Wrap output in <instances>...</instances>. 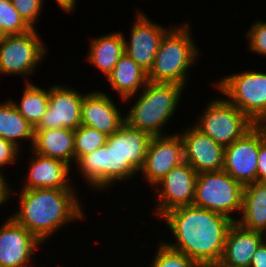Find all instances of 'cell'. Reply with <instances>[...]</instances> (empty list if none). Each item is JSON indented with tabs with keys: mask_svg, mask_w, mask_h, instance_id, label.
Here are the masks:
<instances>
[{
	"mask_svg": "<svg viewBox=\"0 0 266 267\" xmlns=\"http://www.w3.org/2000/svg\"><path fill=\"white\" fill-rule=\"evenodd\" d=\"M13 7L31 27L35 28L34 24L38 20L43 0H11Z\"/></svg>",
	"mask_w": 266,
	"mask_h": 267,
	"instance_id": "obj_30",
	"label": "cell"
},
{
	"mask_svg": "<svg viewBox=\"0 0 266 267\" xmlns=\"http://www.w3.org/2000/svg\"><path fill=\"white\" fill-rule=\"evenodd\" d=\"M241 214L236 223L242 228L266 234V182L244 186Z\"/></svg>",
	"mask_w": 266,
	"mask_h": 267,
	"instance_id": "obj_23",
	"label": "cell"
},
{
	"mask_svg": "<svg viewBox=\"0 0 266 267\" xmlns=\"http://www.w3.org/2000/svg\"><path fill=\"white\" fill-rule=\"evenodd\" d=\"M170 27L160 42L148 74L152 83H174L185 88L187 72L194 64L199 50L192 40L189 23Z\"/></svg>",
	"mask_w": 266,
	"mask_h": 267,
	"instance_id": "obj_3",
	"label": "cell"
},
{
	"mask_svg": "<svg viewBox=\"0 0 266 267\" xmlns=\"http://www.w3.org/2000/svg\"><path fill=\"white\" fill-rule=\"evenodd\" d=\"M41 243L25 227L7 218L0 227V267H28Z\"/></svg>",
	"mask_w": 266,
	"mask_h": 267,
	"instance_id": "obj_15",
	"label": "cell"
},
{
	"mask_svg": "<svg viewBox=\"0 0 266 267\" xmlns=\"http://www.w3.org/2000/svg\"><path fill=\"white\" fill-rule=\"evenodd\" d=\"M135 23L131 29L130 42L124 37V52L144 71H150L162 37L168 31L137 11Z\"/></svg>",
	"mask_w": 266,
	"mask_h": 267,
	"instance_id": "obj_14",
	"label": "cell"
},
{
	"mask_svg": "<svg viewBox=\"0 0 266 267\" xmlns=\"http://www.w3.org/2000/svg\"><path fill=\"white\" fill-rule=\"evenodd\" d=\"M183 161V141L180 134L153 136L140 171L154 187Z\"/></svg>",
	"mask_w": 266,
	"mask_h": 267,
	"instance_id": "obj_13",
	"label": "cell"
},
{
	"mask_svg": "<svg viewBox=\"0 0 266 267\" xmlns=\"http://www.w3.org/2000/svg\"><path fill=\"white\" fill-rule=\"evenodd\" d=\"M0 137L17 147L20 146L19 139L31 140L33 146L34 128L18 112L11 99L0 104Z\"/></svg>",
	"mask_w": 266,
	"mask_h": 267,
	"instance_id": "obj_25",
	"label": "cell"
},
{
	"mask_svg": "<svg viewBox=\"0 0 266 267\" xmlns=\"http://www.w3.org/2000/svg\"><path fill=\"white\" fill-rule=\"evenodd\" d=\"M19 150L15 144L0 137V168L16 162Z\"/></svg>",
	"mask_w": 266,
	"mask_h": 267,
	"instance_id": "obj_32",
	"label": "cell"
},
{
	"mask_svg": "<svg viewBox=\"0 0 266 267\" xmlns=\"http://www.w3.org/2000/svg\"><path fill=\"white\" fill-rule=\"evenodd\" d=\"M255 126L262 132L266 140V115H263L256 123Z\"/></svg>",
	"mask_w": 266,
	"mask_h": 267,
	"instance_id": "obj_37",
	"label": "cell"
},
{
	"mask_svg": "<svg viewBox=\"0 0 266 267\" xmlns=\"http://www.w3.org/2000/svg\"><path fill=\"white\" fill-rule=\"evenodd\" d=\"M206 107L194 126L224 147L243 137L255 126L246 114L226 99L215 98Z\"/></svg>",
	"mask_w": 266,
	"mask_h": 267,
	"instance_id": "obj_6",
	"label": "cell"
},
{
	"mask_svg": "<svg viewBox=\"0 0 266 267\" xmlns=\"http://www.w3.org/2000/svg\"><path fill=\"white\" fill-rule=\"evenodd\" d=\"M216 87L226 100L246 114L254 123L266 115V73L242 71L224 77Z\"/></svg>",
	"mask_w": 266,
	"mask_h": 267,
	"instance_id": "obj_7",
	"label": "cell"
},
{
	"mask_svg": "<svg viewBox=\"0 0 266 267\" xmlns=\"http://www.w3.org/2000/svg\"><path fill=\"white\" fill-rule=\"evenodd\" d=\"M35 28L23 34L4 35L0 40V75H26L33 72L46 55Z\"/></svg>",
	"mask_w": 266,
	"mask_h": 267,
	"instance_id": "obj_8",
	"label": "cell"
},
{
	"mask_svg": "<svg viewBox=\"0 0 266 267\" xmlns=\"http://www.w3.org/2000/svg\"><path fill=\"white\" fill-rule=\"evenodd\" d=\"M107 79L112 89L116 90L124 101L134 98L140 88H144L149 82L147 72L125 52Z\"/></svg>",
	"mask_w": 266,
	"mask_h": 267,
	"instance_id": "obj_22",
	"label": "cell"
},
{
	"mask_svg": "<svg viewBox=\"0 0 266 267\" xmlns=\"http://www.w3.org/2000/svg\"><path fill=\"white\" fill-rule=\"evenodd\" d=\"M265 239L266 234L244 229L234 222L228 229L223 254L216 267H249L253 254Z\"/></svg>",
	"mask_w": 266,
	"mask_h": 267,
	"instance_id": "obj_18",
	"label": "cell"
},
{
	"mask_svg": "<svg viewBox=\"0 0 266 267\" xmlns=\"http://www.w3.org/2000/svg\"><path fill=\"white\" fill-rule=\"evenodd\" d=\"M260 130L254 126L243 137L225 147L223 169L243 186L257 182Z\"/></svg>",
	"mask_w": 266,
	"mask_h": 267,
	"instance_id": "obj_12",
	"label": "cell"
},
{
	"mask_svg": "<svg viewBox=\"0 0 266 267\" xmlns=\"http://www.w3.org/2000/svg\"><path fill=\"white\" fill-rule=\"evenodd\" d=\"M78 168L94 189H108L116 181L132 178L137 171L107 144L81 157ZM103 188V189H102Z\"/></svg>",
	"mask_w": 266,
	"mask_h": 267,
	"instance_id": "obj_9",
	"label": "cell"
},
{
	"mask_svg": "<svg viewBox=\"0 0 266 267\" xmlns=\"http://www.w3.org/2000/svg\"><path fill=\"white\" fill-rule=\"evenodd\" d=\"M249 267H266V242L264 241L252 256Z\"/></svg>",
	"mask_w": 266,
	"mask_h": 267,
	"instance_id": "obj_34",
	"label": "cell"
},
{
	"mask_svg": "<svg viewBox=\"0 0 266 267\" xmlns=\"http://www.w3.org/2000/svg\"><path fill=\"white\" fill-rule=\"evenodd\" d=\"M4 37L3 33L0 30V40Z\"/></svg>",
	"mask_w": 266,
	"mask_h": 267,
	"instance_id": "obj_38",
	"label": "cell"
},
{
	"mask_svg": "<svg viewBox=\"0 0 266 267\" xmlns=\"http://www.w3.org/2000/svg\"><path fill=\"white\" fill-rule=\"evenodd\" d=\"M196 181L197 172L187 162L174 167L155 185L159 189L155 197L158 208L153 214L161 219L174 208L193 205Z\"/></svg>",
	"mask_w": 266,
	"mask_h": 267,
	"instance_id": "obj_10",
	"label": "cell"
},
{
	"mask_svg": "<svg viewBox=\"0 0 266 267\" xmlns=\"http://www.w3.org/2000/svg\"><path fill=\"white\" fill-rule=\"evenodd\" d=\"M31 29L13 7L11 0H0V30L3 35L23 34Z\"/></svg>",
	"mask_w": 266,
	"mask_h": 267,
	"instance_id": "obj_28",
	"label": "cell"
},
{
	"mask_svg": "<svg viewBox=\"0 0 266 267\" xmlns=\"http://www.w3.org/2000/svg\"><path fill=\"white\" fill-rule=\"evenodd\" d=\"M249 49L266 56V22H254L251 29L247 31Z\"/></svg>",
	"mask_w": 266,
	"mask_h": 267,
	"instance_id": "obj_31",
	"label": "cell"
},
{
	"mask_svg": "<svg viewBox=\"0 0 266 267\" xmlns=\"http://www.w3.org/2000/svg\"><path fill=\"white\" fill-rule=\"evenodd\" d=\"M112 98L102 91L84 94L81 104V125L94 128L107 136L125 122Z\"/></svg>",
	"mask_w": 266,
	"mask_h": 267,
	"instance_id": "obj_17",
	"label": "cell"
},
{
	"mask_svg": "<svg viewBox=\"0 0 266 267\" xmlns=\"http://www.w3.org/2000/svg\"><path fill=\"white\" fill-rule=\"evenodd\" d=\"M107 137V135L94 128L80 125L74 130L75 161L77 162L84 155L105 145Z\"/></svg>",
	"mask_w": 266,
	"mask_h": 267,
	"instance_id": "obj_27",
	"label": "cell"
},
{
	"mask_svg": "<svg viewBox=\"0 0 266 267\" xmlns=\"http://www.w3.org/2000/svg\"><path fill=\"white\" fill-rule=\"evenodd\" d=\"M257 181L266 182V140L260 131V149L257 164Z\"/></svg>",
	"mask_w": 266,
	"mask_h": 267,
	"instance_id": "obj_33",
	"label": "cell"
},
{
	"mask_svg": "<svg viewBox=\"0 0 266 267\" xmlns=\"http://www.w3.org/2000/svg\"><path fill=\"white\" fill-rule=\"evenodd\" d=\"M16 106L18 112L34 128L41 118L49 104V89H42L30 82H27L21 98L20 105L11 100Z\"/></svg>",
	"mask_w": 266,
	"mask_h": 267,
	"instance_id": "obj_26",
	"label": "cell"
},
{
	"mask_svg": "<svg viewBox=\"0 0 266 267\" xmlns=\"http://www.w3.org/2000/svg\"><path fill=\"white\" fill-rule=\"evenodd\" d=\"M183 141L184 161L197 173L221 171L225 147L191 126L180 134Z\"/></svg>",
	"mask_w": 266,
	"mask_h": 267,
	"instance_id": "obj_16",
	"label": "cell"
},
{
	"mask_svg": "<svg viewBox=\"0 0 266 267\" xmlns=\"http://www.w3.org/2000/svg\"><path fill=\"white\" fill-rule=\"evenodd\" d=\"M173 233L175 244L200 267H216L222 257L225 238L232 220L195 205L174 208L162 217Z\"/></svg>",
	"mask_w": 266,
	"mask_h": 267,
	"instance_id": "obj_1",
	"label": "cell"
},
{
	"mask_svg": "<svg viewBox=\"0 0 266 267\" xmlns=\"http://www.w3.org/2000/svg\"><path fill=\"white\" fill-rule=\"evenodd\" d=\"M158 248L150 267H200L186 254L171 248L164 241Z\"/></svg>",
	"mask_w": 266,
	"mask_h": 267,
	"instance_id": "obj_29",
	"label": "cell"
},
{
	"mask_svg": "<svg viewBox=\"0 0 266 267\" xmlns=\"http://www.w3.org/2000/svg\"><path fill=\"white\" fill-rule=\"evenodd\" d=\"M151 139L150 134L133 128L125 121L118 130L107 137L106 144L140 172Z\"/></svg>",
	"mask_w": 266,
	"mask_h": 267,
	"instance_id": "obj_20",
	"label": "cell"
},
{
	"mask_svg": "<svg viewBox=\"0 0 266 267\" xmlns=\"http://www.w3.org/2000/svg\"><path fill=\"white\" fill-rule=\"evenodd\" d=\"M31 151L38 155L61 160L71 167L70 160H75L74 130L54 128L34 130Z\"/></svg>",
	"mask_w": 266,
	"mask_h": 267,
	"instance_id": "obj_21",
	"label": "cell"
},
{
	"mask_svg": "<svg viewBox=\"0 0 266 267\" xmlns=\"http://www.w3.org/2000/svg\"><path fill=\"white\" fill-rule=\"evenodd\" d=\"M183 89L184 87L174 83L148 82L125 115V121L152 137L163 136L162 127L164 129L176 111Z\"/></svg>",
	"mask_w": 266,
	"mask_h": 267,
	"instance_id": "obj_4",
	"label": "cell"
},
{
	"mask_svg": "<svg viewBox=\"0 0 266 267\" xmlns=\"http://www.w3.org/2000/svg\"><path fill=\"white\" fill-rule=\"evenodd\" d=\"M84 95L61 85L49 88V104L34 130L68 128L76 130L81 125V104Z\"/></svg>",
	"mask_w": 266,
	"mask_h": 267,
	"instance_id": "obj_11",
	"label": "cell"
},
{
	"mask_svg": "<svg viewBox=\"0 0 266 267\" xmlns=\"http://www.w3.org/2000/svg\"><path fill=\"white\" fill-rule=\"evenodd\" d=\"M10 192V186H8L2 170H0V206L9 199V195H12Z\"/></svg>",
	"mask_w": 266,
	"mask_h": 267,
	"instance_id": "obj_35",
	"label": "cell"
},
{
	"mask_svg": "<svg viewBox=\"0 0 266 267\" xmlns=\"http://www.w3.org/2000/svg\"><path fill=\"white\" fill-rule=\"evenodd\" d=\"M76 2L77 0H56V3L62 8L63 11L70 13L75 10Z\"/></svg>",
	"mask_w": 266,
	"mask_h": 267,
	"instance_id": "obj_36",
	"label": "cell"
},
{
	"mask_svg": "<svg viewBox=\"0 0 266 267\" xmlns=\"http://www.w3.org/2000/svg\"><path fill=\"white\" fill-rule=\"evenodd\" d=\"M20 194L21 207L11 218L42 243L69 221L84 217L74 189H22Z\"/></svg>",
	"mask_w": 266,
	"mask_h": 267,
	"instance_id": "obj_2",
	"label": "cell"
},
{
	"mask_svg": "<svg viewBox=\"0 0 266 267\" xmlns=\"http://www.w3.org/2000/svg\"><path fill=\"white\" fill-rule=\"evenodd\" d=\"M30 160L27 180L22 189H73L69 184L68 175L71 167L65 162L44 157L33 152Z\"/></svg>",
	"mask_w": 266,
	"mask_h": 267,
	"instance_id": "obj_19",
	"label": "cell"
},
{
	"mask_svg": "<svg viewBox=\"0 0 266 267\" xmlns=\"http://www.w3.org/2000/svg\"><path fill=\"white\" fill-rule=\"evenodd\" d=\"M243 188L224 170L197 173L193 205L236 222L231 214L242 211Z\"/></svg>",
	"mask_w": 266,
	"mask_h": 267,
	"instance_id": "obj_5",
	"label": "cell"
},
{
	"mask_svg": "<svg viewBox=\"0 0 266 267\" xmlns=\"http://www.w3.org/2000/svg\"><path fill=\"white\" fill-rule=\"evenodd\" d=\"M88 60L108 77L120 57L124 54V36L122 33H111L93 38L90 42Z\"/></svg>",
	"mask_w": 266,
	"mask_h": 267,
	"instance_id": "obj_24",
	"label": "cell"
}]
</instances>
